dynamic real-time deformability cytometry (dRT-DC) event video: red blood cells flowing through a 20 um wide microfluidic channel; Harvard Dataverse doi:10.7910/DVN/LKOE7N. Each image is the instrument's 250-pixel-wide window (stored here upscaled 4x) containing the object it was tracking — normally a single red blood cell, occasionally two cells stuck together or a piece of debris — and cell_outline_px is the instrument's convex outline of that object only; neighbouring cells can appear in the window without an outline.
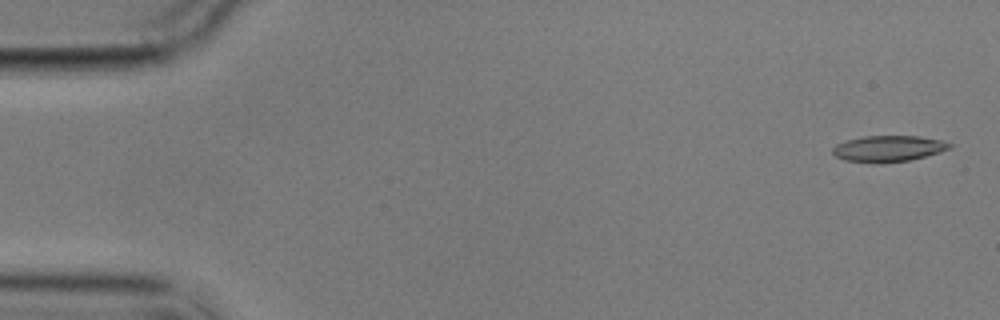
{"species": "common noctule bat (a hibernating species)", "species_latin": "Nyctalus noctula", "temperature_condition": "cold", "stored_images_in_passage": 4, "camera_frame_rate_fps": 3000, "um_per_image_px": 0.085, "animal": {"sex": "male", "body_mass_g": 17.9}, "frame": {"image": 1, "passage_image": 1, "time_ms": 0.0, "image_size_px": [1000, 320], "cell_outline_px": [[952, 148], [940, 152], [908, 160], [880, 164], [872, 164], [844, 160], [836, 156], [832, 152], [832, 148], [836, 144], [860, 136], [920, 136], [940, 140], [952, 144]], "centroid_in_image_um": [75.48, 12.64], "position_along_channel_um": 9.5, "area_um2": 17.98}}